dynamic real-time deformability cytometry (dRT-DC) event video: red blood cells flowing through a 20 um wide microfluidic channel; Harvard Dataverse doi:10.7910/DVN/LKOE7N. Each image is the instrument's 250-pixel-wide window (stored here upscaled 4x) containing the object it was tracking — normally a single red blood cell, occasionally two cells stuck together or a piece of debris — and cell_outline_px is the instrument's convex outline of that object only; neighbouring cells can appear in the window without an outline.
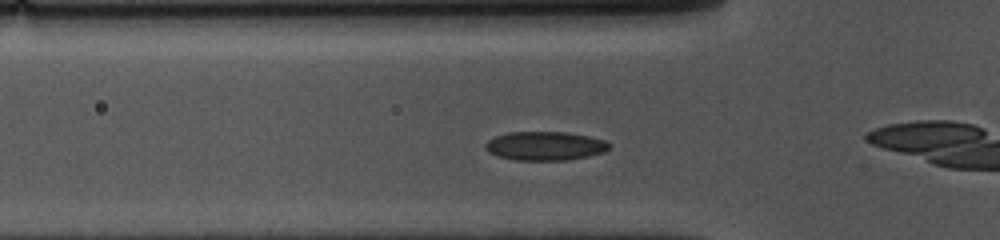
{"species": "common noctule bat (a hibernating species)", "species_latin": "Nyctalus noctula", "temperature_condition": "cold", "stored_images_in_passage": 40, "camera_frame_rate_fps": 3000, "um_per_image_px": 0.085, "animal": {"sex": "female", "body_mass_g": 10.0, "forearm_length_mm": 53.1}, "frame": {"image": 1, "passage_image": 12, "time_ms": 3.667, "image_size_px": [1000, 240], "cell_outline_px": [[612, 144], [604, 152], [588, 156], [568, 160], [516, 160], [496, 156], [488, 152], [484, 148], [484, 144], [488, 140], [496, 136], [508, 132], [564, 132], [588, 136], [604, 140]], "centroid_in_image_um": [46.3, 12.41], "position_along_channel_um": 79.5, "area_um2": 20.87}}
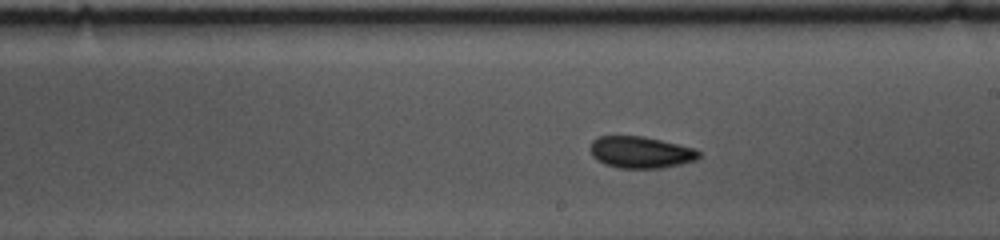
{"frame": {"image": 2, "passage_image": 25, "time_ms": 8.0, "image_size_px": [1000, 240], "cell_outline_px": [[700, 156], [696, 160], [680, 164], [660, 168], [620, 168], [604, 164], [592, 156], [588, 148], [592, 140], [596, 136], [644, 136], [696, 148], [700, 152]], "centroid_in_image_um": [54.43, 12.93], "position_along_channel_um": 234.6, "area_um2": 20.29}}
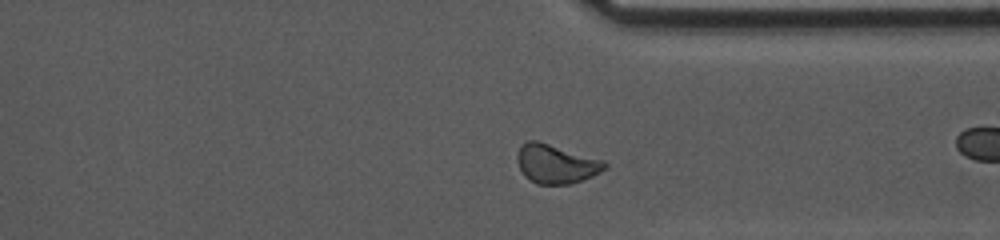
{"frame": {"image": 3, "passage_image": 36, "time_ms": 11.667, "image_size_px": [1000, 240], "cell_outline_px": [[608, 168], [592, 176], [568, 184], [536, 184], [524, 176], [516, 160], [516, 156], [520, 144], [528, 140], [536, 140], [604, 160], [608, 164]], "centroid_in_image_um": [47.24, 13.92], "position_along_channel_um": 364.2, "area_um2": 19.94}, "authors_computed_cell_mechanics": {"area_um2": 20.4034, "velocity_mm_per_s": 3.5687, "shape_relaxation_time_tau1_ms": 4.4764, "shape_relaxation_time_tau2_ms": 4.5687, "deformation_change_tau1": 0.0858, "deformation_change_tau2": 0.0958}}